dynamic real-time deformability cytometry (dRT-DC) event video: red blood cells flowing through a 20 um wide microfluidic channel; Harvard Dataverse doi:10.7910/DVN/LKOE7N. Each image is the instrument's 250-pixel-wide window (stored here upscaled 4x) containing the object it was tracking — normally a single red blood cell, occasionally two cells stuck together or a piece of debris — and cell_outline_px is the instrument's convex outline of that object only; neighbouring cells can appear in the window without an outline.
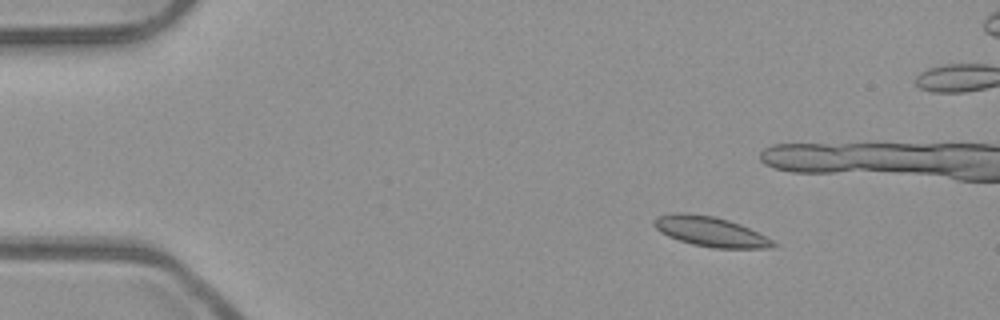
{"species": "common noctule bat (a hibernating species)", "species_latin": "Nyctalus noctula", "temperature_condition": "room temperature", "stored_images_in_passage": 8, "camera_frame_rate_fps": 3000, "um_per_image_px": 0.085, "animal": {"sex": "male", "body_mass_g": 23.1, "forearm_length_mm": 52.7}, "frame": {"image": 1, "passage_image": 2, "time_ms": 0.333, "image_size_px": [1000, 320], "cell_outline_px": [[780, 244], [768, 248], [712, 248], [692, 244], [668, 236], [660, 232], [652, 224], [652, 220], [656, 216], [672, 212], [688, 212], [716, 216], [740, 224]], "centroid_in_image_um": [60.32, 19.66], "position_along_channel_um": 24.7, "area_um2": 20.92}}
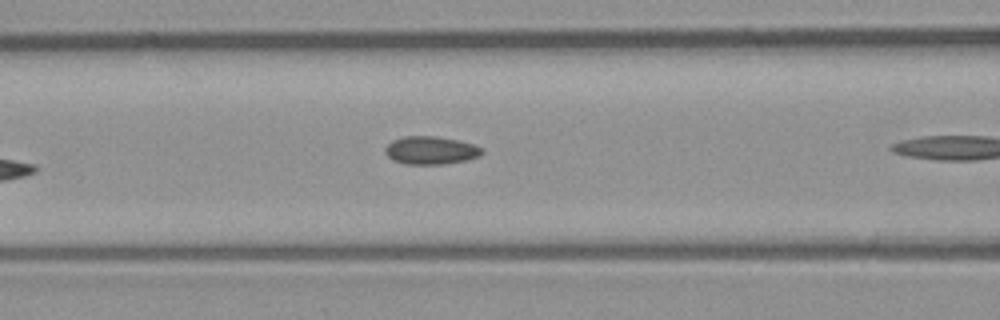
{"frame": {"image": 2, "passage_image": 6, "time_ms": 1.667, "image_size_px": [1000, 320], "cell_outline_px": [[484, 152], [480, 156], [468, 160], [444, 164], [404, 164], [392, 160], [384, 152], [384, 148], [392, 140], [404, 136], [436, 136], [456, 140], [472, 144], [480, 148]], "centroid_in_image_um": [36.58, 12.79], "position_along_channel_um": 130.0, "area_um2": 15.84}}